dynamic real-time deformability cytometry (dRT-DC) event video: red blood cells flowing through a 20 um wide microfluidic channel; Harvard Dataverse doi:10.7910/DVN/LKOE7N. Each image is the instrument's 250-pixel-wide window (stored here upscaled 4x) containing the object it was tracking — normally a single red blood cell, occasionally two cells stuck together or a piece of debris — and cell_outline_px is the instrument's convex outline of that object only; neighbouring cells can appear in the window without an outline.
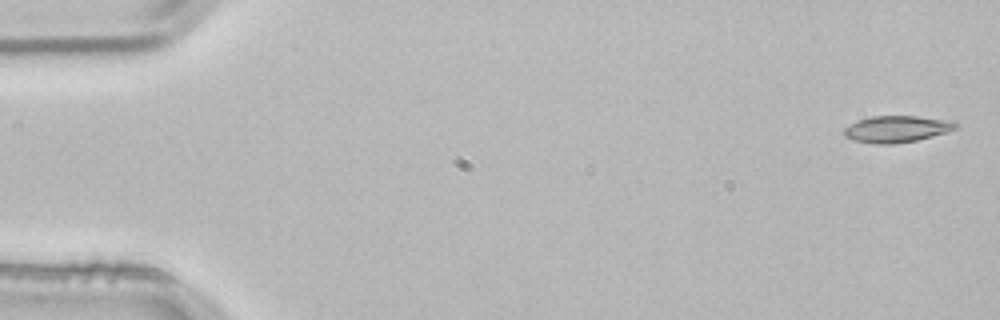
{"species": "common noctule bat (a hibernating species)", "species_latin": "Nyctalus noctula", "temperature_condition": "room temperature", "stored_images_in_passage": 4, "camera_frame_rate_fps": 3000, "um_per_image_px": 0.085, "animal": {"sex": "male", "body_mass_g": 21.5, "forearm_length_mm": 52.0}, "frame": {"image": 1, "passage_image": 1, "time_ms": 0.0, "image_size_px": [1000, 320], "cell_outline_px": [[956, 128], [932, 136], [916, 140], [892, 144], [876, 144], [852, 140], [844, 136], [844, 128], [856, 120], [872, 116], [916, 116], [956, 120]], "centroid_in_image_um": [76.19, 10.96], "position_along_channel_um": 8.8, "area_um2": 17.34}}
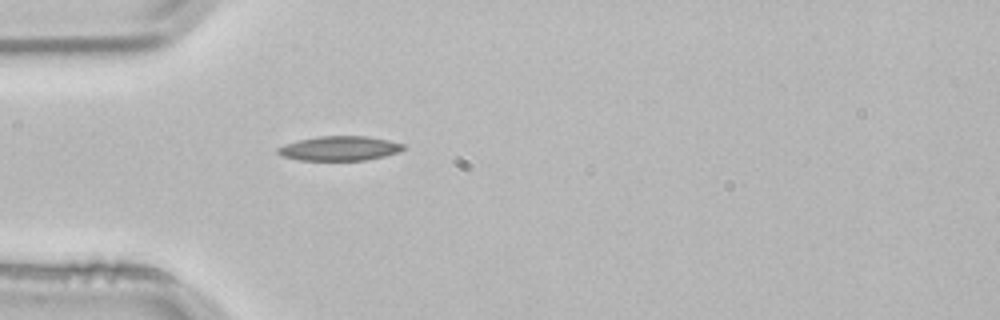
{"frame": {"image": 2, "passage_image": 4, "time_ms": 1.0, "image_size_px": [1000, 320], "cell_outline_px": [[408, 148], [400, 152], [384, 156], [364, 160], [300, 160], [280, 156], [276, 152], [276, 148], [284, 144], [316, 136], [368, 136], [388, 140], [404, 144]], "centroid_in_image_um": [28.87, 12.61], "position_along_channel_um": 56.1, "area_um2": 18.09}}